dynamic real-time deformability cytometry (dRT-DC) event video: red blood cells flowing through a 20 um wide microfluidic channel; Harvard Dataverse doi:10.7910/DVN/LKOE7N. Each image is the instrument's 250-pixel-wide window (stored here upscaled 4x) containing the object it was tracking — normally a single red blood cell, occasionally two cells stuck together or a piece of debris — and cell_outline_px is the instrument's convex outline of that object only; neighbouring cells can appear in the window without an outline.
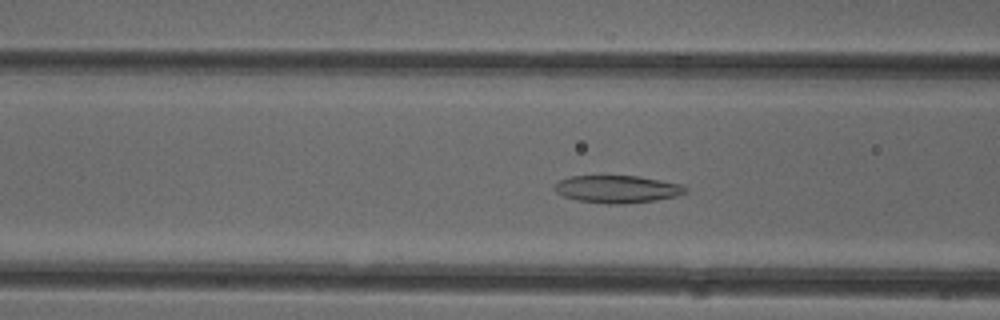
{"species": "common noctule bat (a hibernating species)", "species_latin": "Nyctalus noctula", "temperature_condition": "cold", "stored_images_in_passage": 50, "camera_frame_rate_fps": 3000, "um_per_image_px": 0.085, "animal": {"sex": "female"}, "frame": {"image": 1, "passage_image": 19, "time_ms": 6.0, "image_size_px": [1000, 320], "cell_outline_px": [[688, 192], [676, 196], [656, 200], [620, 204], [608, 204], [576, 200], [564, 196], [556, 192], [552, 188], [560, 180], [572, 176], [640, 176], [680, 184], [688, 188]], "centroid_in_image_um": [52.47, 16.08], "position_along_channel_um": 114.1, "area_um2": 20.92}}
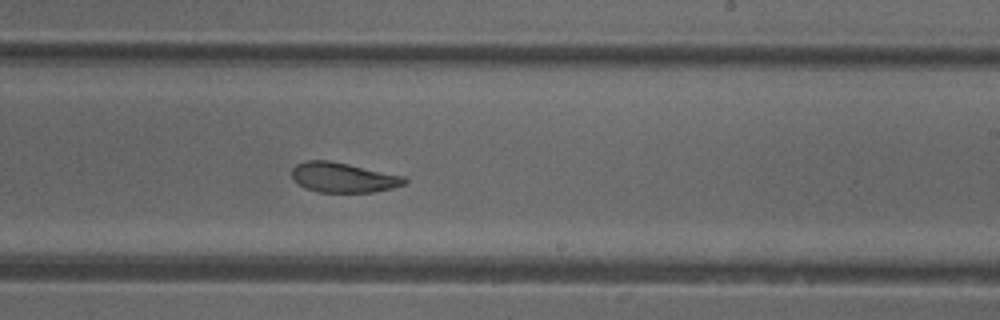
{"frame": {"image": 2, "passage_image": 30, "time_ms": 9.667, "image_size_px": [1000, 320], "cell_outline_px": [[408, 180], [404, 184], [392, 188], [372, 192], [320, 192], [304, 188], [292, 180], [292, 168], [296, 164], [308, 160], [328, 160], [348, 164], [404, 176]], "centroid_in_image_um": [29.14, 15.09], "position_along_channel_um": 259.9, "area_um2": 19.59}}
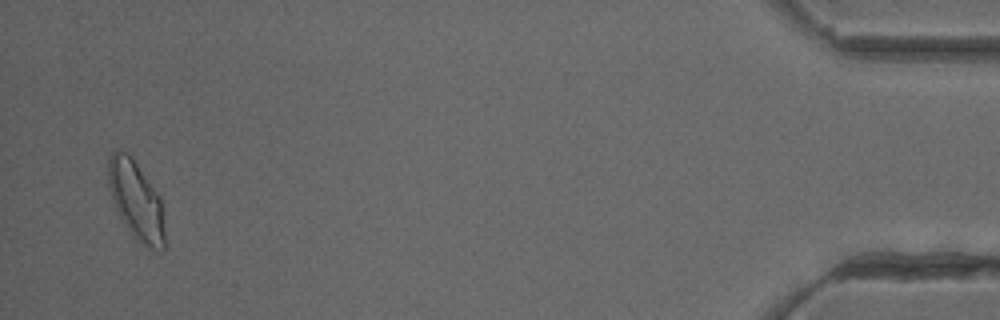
{"frame": {"image": 3, "passage_image": 49, "time_ms": 16.0, "image_size_px": [1000, 320], "cell_outline_px": [[164, 248], [160, 252], [136, 240], [124, 224], [112, 200], [108, 184], [108, 156], [116, 148], [120, 148], [128, 152], [132, 156], [160, 196], [164, 232]], "centroid_in_image_um": [11.54, 16.97], "position_along_channel_um": 423.7, "area_um2": 25.95}, "authors_computed_cell_mechanics": {"area_um2": 21.8484, "velocity_mm_per_s": 3.973, "shape_relaxation_time_tau1_ms": 5.8925, "shape_relaxation_time_tau2_ms": 2.0351, "deformation_change_tau1": 0.1241, "deformation_change_tau2": 0.0723}}